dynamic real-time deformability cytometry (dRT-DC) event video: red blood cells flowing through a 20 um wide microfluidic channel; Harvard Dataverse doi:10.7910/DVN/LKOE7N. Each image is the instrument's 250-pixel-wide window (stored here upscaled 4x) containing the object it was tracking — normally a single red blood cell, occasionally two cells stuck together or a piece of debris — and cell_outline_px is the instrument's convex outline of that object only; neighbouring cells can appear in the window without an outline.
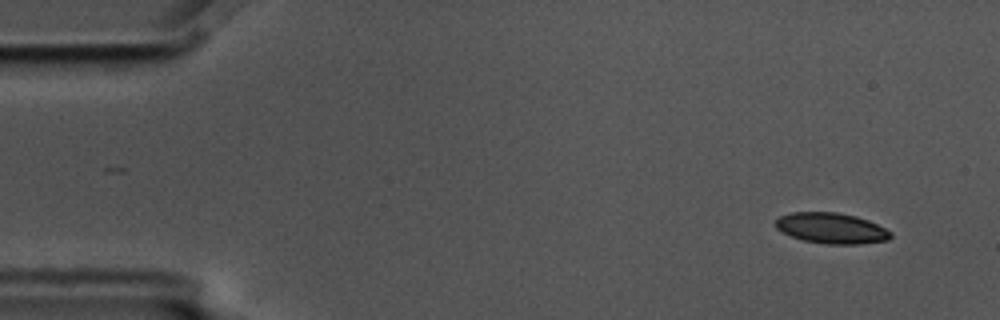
{"species": "common noctule bat (a hibernating species)", "species_latin": "Nyctalus noctula", "temperature_condition": "cold", "stored_images_in_passage": 2, "camera_frame_rate_fps": 3000, "um_per_image_px": 0.085, "animal": {"sex": "male", "body_mass_g": 17.5, "forearm_length_mm": 52.3}, "frame": {"image": 1, "passage_image": 2, "time_ms": 0.333, "image_size_px": [1000, 320], "cell_outline_px": [[892, 236], [888, 240], [860, 244], [828, 244], [804, 240], [792, 236], [776, 228], [776, 220], [780, 216], [792, 212], [836, 212], [856, 216], [868, 220], [892, 232]], "centroid_in_image_um": [70.69, 19.39], "position_along_channel_um": 14.3, "area_um2": 20.4}}